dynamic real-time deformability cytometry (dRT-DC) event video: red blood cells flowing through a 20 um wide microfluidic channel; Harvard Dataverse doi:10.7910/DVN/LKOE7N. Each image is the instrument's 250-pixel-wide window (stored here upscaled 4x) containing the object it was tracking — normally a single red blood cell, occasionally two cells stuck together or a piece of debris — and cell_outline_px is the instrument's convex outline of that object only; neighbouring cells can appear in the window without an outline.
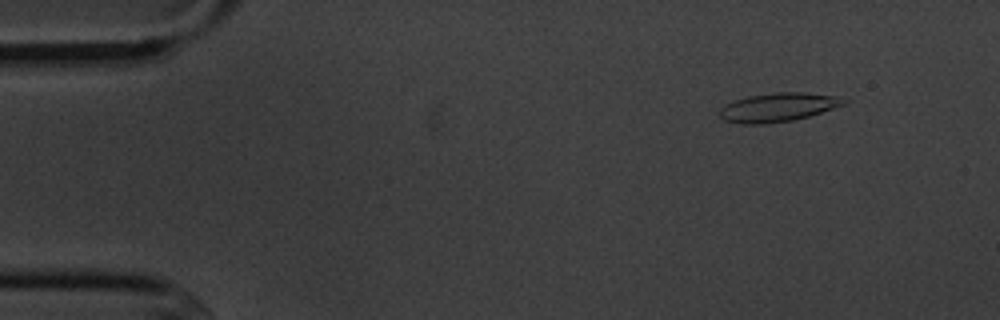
{"species": "common noctule bat (a hibernating species)", "species_latin": "Nyctalus noctula", "temperature_condition": "cold", "stored_images_in_passage": 5, "camera_frame_rate_fps": 3000, "um_per_image_px": 0.085, "animal": {"sex": "male", "body_mass_g": 20.1, "forearm_length_mm": 53.5}, "frame": {"image": 1, "passage_image": 2, "time_ms": 1.333, "image_size_px": [1000, 320], "cell_outline_px": [[852, 100], [848, 104], [808, 116], [792, 120], [764, 124], [744, 124], [724, 120], [720, 116], [720, 108], [724, 104], [732, 100], [748, 96], [776, 92], [804, 92], [840, 96]], "centroid_in_image_um": [66.19, 9.1], "position_along_channel_um": 18.8, "area_um2": 21.15}}